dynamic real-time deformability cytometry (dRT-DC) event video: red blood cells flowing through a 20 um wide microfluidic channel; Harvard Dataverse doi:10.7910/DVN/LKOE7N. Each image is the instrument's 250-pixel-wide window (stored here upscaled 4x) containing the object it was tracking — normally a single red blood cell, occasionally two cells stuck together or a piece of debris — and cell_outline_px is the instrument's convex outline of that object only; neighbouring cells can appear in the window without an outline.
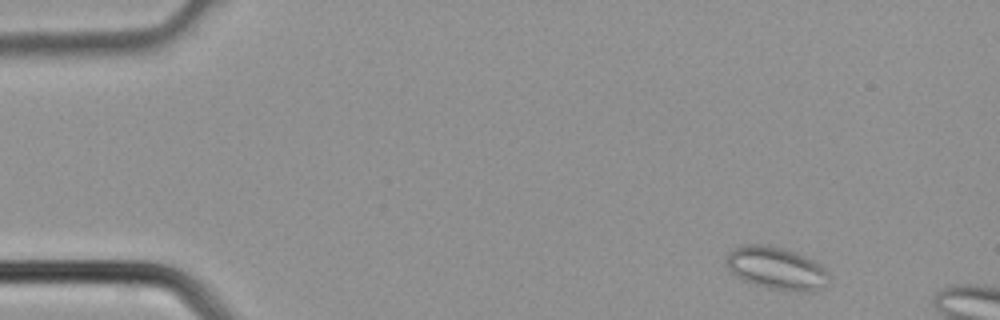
{"species": "common noctule bat (a hibernating species)", "species_latin": "Nyctalus noctula", "temperature_condition": "cold", "stored_images_in_passage": 3, "camera_frame_rate_fps": 3000, "um_per_image_px": 0.085, "animal": {"sex": "male", "body_mass_g": 21.5, "forearm_length_mm": 52.0}, "frame": {"image": 1, "passage_image": 1, "time_ms": 0.0, "image_size_px": [1000, 320], "cell_outline_px": [[828, 276], [824, 288], [812, 292], [800, 292], [768, 288], [744, 280], [732, 272], [724, 264], [724, 260], [728, 252], [740, 244], [768, 244], [796, 252], [820, 264], [828, 272]], "centroid_in_image_um": [65.97, 22.79], "position_along_channel_um": 19.0, "area_um2": 25.66}}